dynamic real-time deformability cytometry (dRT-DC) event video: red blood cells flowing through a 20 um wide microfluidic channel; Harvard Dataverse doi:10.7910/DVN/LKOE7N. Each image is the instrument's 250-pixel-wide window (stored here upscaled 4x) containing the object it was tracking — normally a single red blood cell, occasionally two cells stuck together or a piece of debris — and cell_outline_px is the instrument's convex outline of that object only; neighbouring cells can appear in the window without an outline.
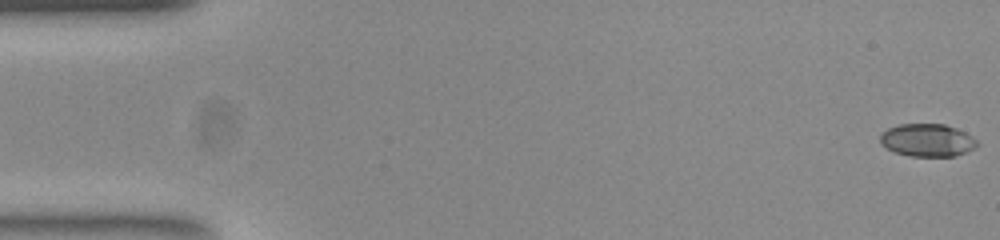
{"species": "common noctule bat (a hibernating species)", "species_latin": "Nyctalus noctula", "temperature_condition": "room temperature", "stored_images_in_passage": 53, "camera_frame_rate_fps": 3000, "um_per_image_px": 0.085, "animal": {"sex": "female", "body_mass_g": 23.0, "forearm_length_mm": 53.4}, "frame": {"image": 1, "passage_image": 1, "time_ms": 0.0, "image_size_px": [1000, 240], "cell_outline_px": [[980, 144], [956, 156], [912, 156], [896, 152], [880, 144], [880, 132], [888, 128], [900, 124], [944, 124], [956, 128], [972, 136]], "centroid_in_image_um": [78.8, 11.9], "position_along_channel_um": 6.2, "area_um2": 18.38}}
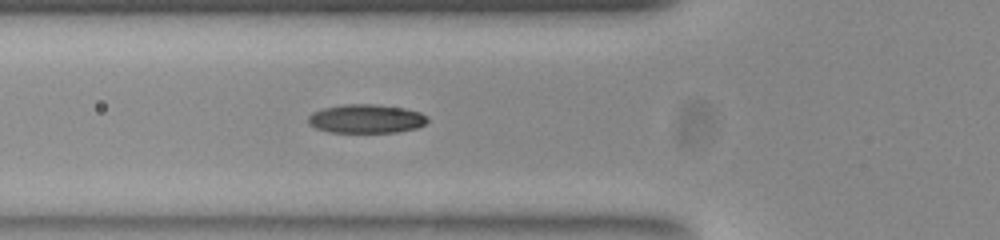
{"frame": {"image": 2, "passage_image": 19, "time_ms": 6.0, "image_size_px": [1000, 240], "cell_outline_px": [[428, 120], [424, 124], [416, 128], [396, 132], [328, 132], [316, 128], [308, 124], [308, 116], [312, 112], [324, 108], [344, 104], [376, 104], [404, 108], [420, 112], [428, 116]], "centroid_in_image_um": [31.11, 10.09], "position_along_channel_um": 94.7, "area_um2": 20.06}}
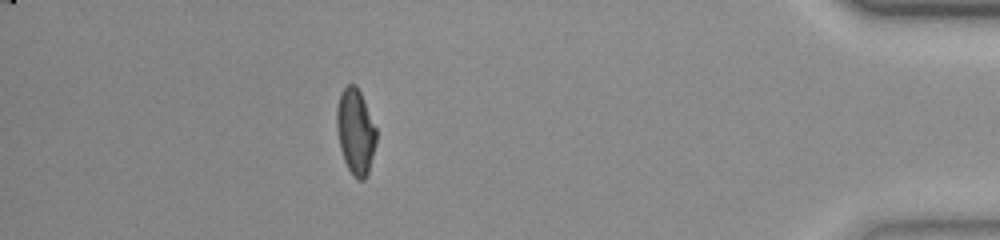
{"frame": {"image": 3, "passage_image": 47, "time_ms": 15.333, "image_size_px": [1000, 240], "cell_outline_px": [[376, 144], [368, 172], [364, 180], [360, 180], [348, 168], [344, 160], [340, 148], [336, 128], [336, 108], [340, 92], [348, 84], [356, 84], [364, 100], [376, 128]], "centroid_in_image_um": [30.2, 11.14], "position_along_channel_um": 405.0, "area_um2": 19.65}, "authors_computed_cell_mechanics": {"area_um2": 19.5364, "velocity_mm_per_s": 3.8833, "shape_relaxation_time_tau1_ms": 5.8077, "shape_relaxation_time_tau2_ms": 1.7636, "deformation_change_tau1": 0.1755, "deformation_change_tau2": 0.06}}